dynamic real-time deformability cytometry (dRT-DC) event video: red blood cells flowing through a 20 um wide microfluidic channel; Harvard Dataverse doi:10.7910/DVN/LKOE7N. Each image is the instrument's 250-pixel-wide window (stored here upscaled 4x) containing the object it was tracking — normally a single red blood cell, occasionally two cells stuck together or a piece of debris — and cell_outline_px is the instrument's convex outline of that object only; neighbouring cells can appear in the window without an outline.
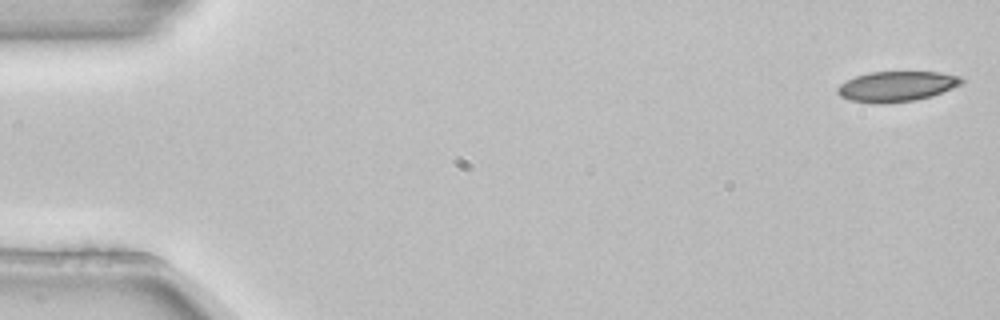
{"species": "common noctule bat (a hibernating species)", "species_latin": "Nyctalus noctula", "temperature_condition": "room temperature", "stored_images_in_passage": 5, "camera_frame_rate_fps": 3000, "um_per_image_px": 0.085, "animal": {"sex": "female", "body_mass_g": 22.7, "forearm_length_mm": 54.2}, "frame": {"image": 1, "passage_image": 1, "time_ms": 0.0, "image_size_px": [1000, 320], "cell_outline_px": [[964, 80], [960, 84], [952, 88], [932, 96], [916, 100], [884, 104], [872, 104], [848, 100], [840, 96], [836, 92], [836, 88], [840, 84], [856, 76], [868, 72], [940, 72], [960, 76]], "centroid_in_image_um": [76.18, 7.36], "position_along_channel_um": 8.8, "area_um2": 22.08}}
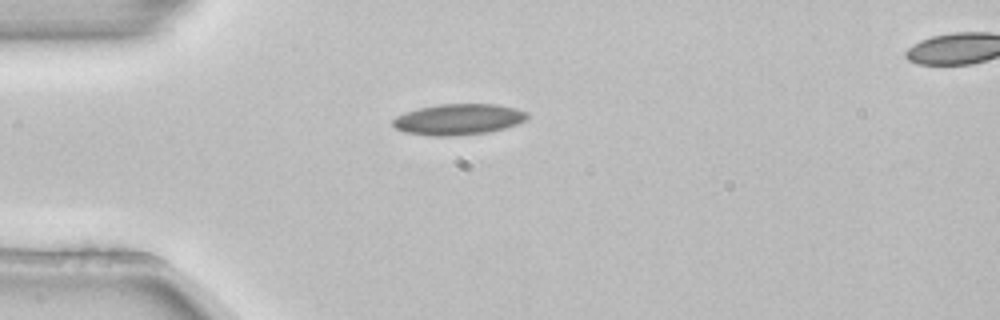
{"frame": {"image": 2, "passage_image": 4, "time_ms": 1.0, "image_size_px": [1000, 320], "cell_outline_px": [[528, 116], [524, 120], [516, 124], [504, 128], [488, 132], [456, 136], [428, 136], [404, 132], [396, 128], [392, 124], [392, 120], [396, 116], [404, 112], [420, 108], [440, 104], [496, 104], [516, 108], [528, 112]], "centroid_in_image_um": [38.94, 10.15], "position_along_channel_um": 46.1, "area_um2": 24.33}}